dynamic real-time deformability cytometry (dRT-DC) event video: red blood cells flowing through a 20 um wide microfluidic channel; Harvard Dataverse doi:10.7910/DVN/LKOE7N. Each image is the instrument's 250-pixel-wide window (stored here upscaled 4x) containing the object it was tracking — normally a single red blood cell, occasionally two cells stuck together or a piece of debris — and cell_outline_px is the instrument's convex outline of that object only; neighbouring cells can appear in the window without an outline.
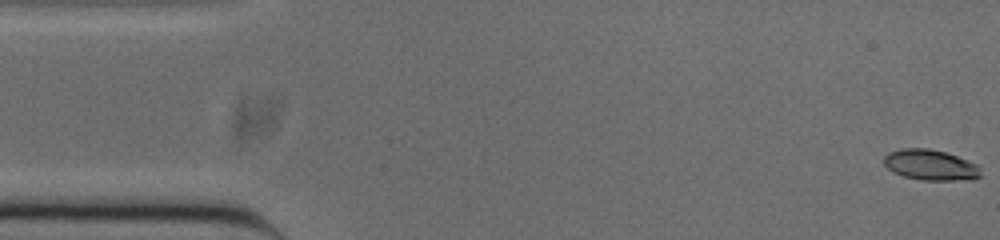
{"species": "common noctule bat (a hibernating species)", "species_latin": "Nyctalus noctula", "temperature_condition": "cold", "stored_images_in_passage": 52, "camera_frame_rate_fps": 3000, "um_per_image_px": 0.085, "animal": {"sex": "male", "body_mass_g": 20.0, "forearm_length_mm": 53.3}, "frame": {"image": 1, "passage_image": 1, "time_ms": 0.0, "image_size_px": [1000, 240], "cell_outline_px": [[980, 176], [972, 180], [920, 180], [904, 176], [892, 172], [884, 164], [884, 156], [888, 152], [900, 148], [928, 148], [944, 152], [956, 156], [976, 164], [980, 168]], "centroid_in_image_um": [79.06, 14.02], "position_along_channel_um": 5.9, "area_um2": 17.28}}
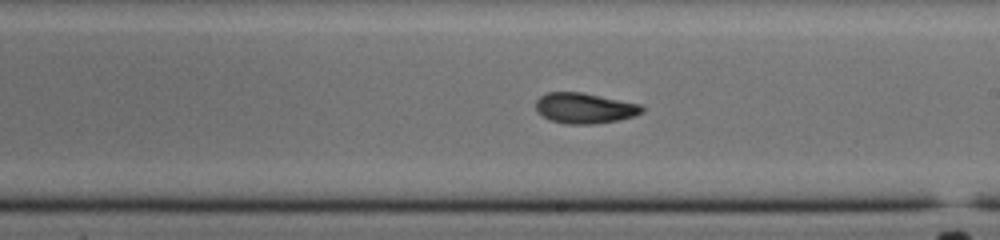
{"frame": {"image": 2, "passage_image": 29, "time_ms": 9.333, "image_size_px": [1000, 240], "cell_outline_px": [[644, 112], [636, 116], [620, 120], [592, 124], [564, 124], [548, 120], [536, 112], [536, 100], [540, 96], [548, 92], [580, 92], [640, 104], [644, 108]], "centroid_in_image_um": [49.68, 9.21], "position_along_channel_um": 239.3, "area_um2": 19.07}}
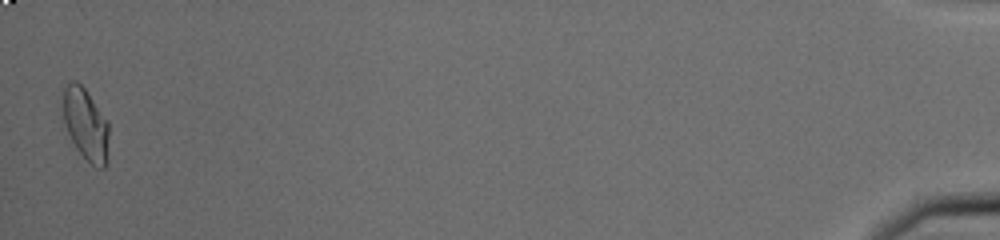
{"frame": {"image": 3, "passage_image": 52, "time_ms": 17.0, "image_size_px": [1000, 240], "cell_outline_px": [[108, 164], [104, 168], [96, 168], [76, 148], [64, 124], [64, 88], [68, 80], [76, 80], [84, 88], [108, 120]], "centroid_in_image_um": [7.31, 10.58], "position_along_channel_um": 427.9, "area_um2": 19.19}, "authors_computed_cell_mechanics": {"area_um2": 18.8428, "velocity_mm_per_s": 3.8348, "shape_relaxation_time_tau1_ms": 6.8606, "shape_relaxation_time_tau2_ms": 2.2077, "deformation_change_tau1": 0.2189, "deformation_change_tau2": 0.0781}}